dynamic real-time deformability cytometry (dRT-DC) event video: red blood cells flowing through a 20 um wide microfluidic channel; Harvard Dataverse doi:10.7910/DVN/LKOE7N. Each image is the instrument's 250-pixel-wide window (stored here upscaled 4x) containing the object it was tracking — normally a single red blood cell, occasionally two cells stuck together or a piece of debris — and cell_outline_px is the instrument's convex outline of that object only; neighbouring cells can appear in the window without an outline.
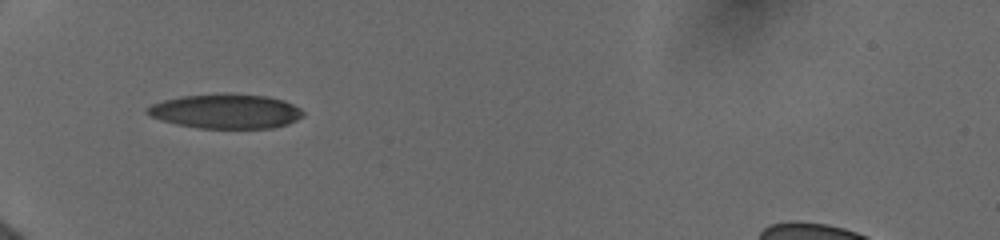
{"species": "human", "species_latin": "Homo sapiens", "temperature_condition": "cold", "stored_images_in_passage": 14, "camera_frame_rate_fps": 3000, "um_per_image_px": 0.085, "donor": {"sex": "female"}, "frame": {"image": 1, "passage_image": 1, "time_ms": 0.0, "image_size_px": [1000, 240], "cell_outline_px": [[304, 116], [288, 124], [272, 128], [196, 128], [176, 124], [160, 120], [144, 112], [144, 108], [152, 104], [164, 100], [184, 96], [228, 92], [268, 96], [284, 100], [300, 108], [304, 112]], "centroid_in_image_um": [19.2, 9.45], "position_along_channel_um": 65.8, "area_um2": 31.73}}
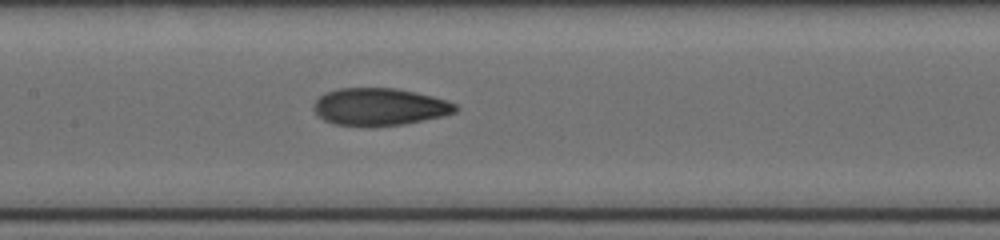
{"frame": {"image": 2, "passage_image": 10, "time_ms": 3.0, "image_size_px": [1000, 240], "cell_outline_px": [[460, 108], [456, 112], [444, 116], [404, 124], [372, 128], [368, 128], [336, 124], [324, 120], [312, 108], [316, 100], [324, 92], [340, 88], [396, 88], [416, 92], [432, 96], [456, 104]], "centroid_in_image_um": [32.27, 9.1], "position_along_channel_um": 175.1, "area_um2": 31.33}}
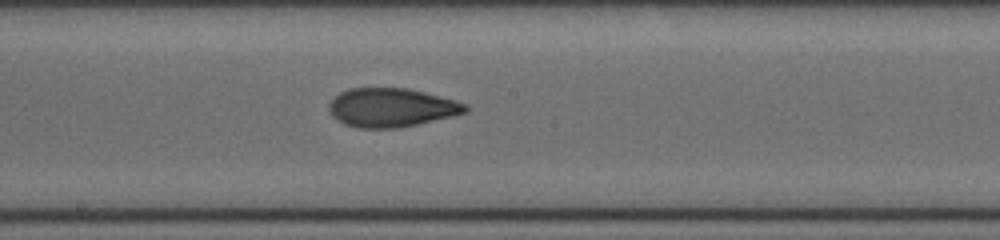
{"frame": {"image": 3, "passage_image": 14, "time_ms": 4.0, "image_size_px": [1000, 240], "cell_outline_px": [[468, 112], [452, 116], [416, 124], [396, 128], [356, 128], [344, 124], [336, 120], [332, 116], [328, 108], [328, 104], [340, 92], [348, 88], [408, 88], [456, 100], [468, 104]], "centroid_in_image_um": [33.26, 9.14], "position_along_channel_um": 214.9, "area_um2": 30.92}}